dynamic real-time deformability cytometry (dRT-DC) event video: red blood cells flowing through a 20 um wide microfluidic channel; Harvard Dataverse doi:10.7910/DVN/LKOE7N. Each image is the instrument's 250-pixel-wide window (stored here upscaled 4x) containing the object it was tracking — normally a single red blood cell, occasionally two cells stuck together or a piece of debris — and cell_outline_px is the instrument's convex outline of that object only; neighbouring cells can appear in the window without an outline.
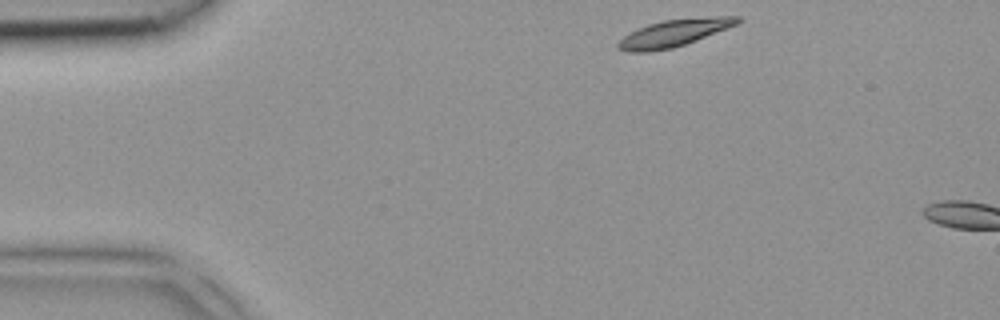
{"species": "common noctule bat (a hibernating species)", "species_latin": "Nyctalus noctula", "temperature_condition": "room temperature", "stored_images_in_passage": 2, "camera_frame_rate_fps": 3000, "um_per_image_px": 0.085, "animal": {"sex": "female", "body_mass_g": 18.4}, "frame": {"image": 1, "passage_image": 1, "time_ms": 0.0, "image_size_px": [1000, 320], "cell_outline_px": [[740, 20], [736, 24], [696, 40], [672, 48], [648, 52], [628, 52], [616, 48], [616, 44], [624, 36], [648, 24], [664, 20], [716, 16], [740, 16]], "centroid_in_image_um": [57.25, 2.81], "position_along_channel_um": 27.8, "area_um2": 18.44}}